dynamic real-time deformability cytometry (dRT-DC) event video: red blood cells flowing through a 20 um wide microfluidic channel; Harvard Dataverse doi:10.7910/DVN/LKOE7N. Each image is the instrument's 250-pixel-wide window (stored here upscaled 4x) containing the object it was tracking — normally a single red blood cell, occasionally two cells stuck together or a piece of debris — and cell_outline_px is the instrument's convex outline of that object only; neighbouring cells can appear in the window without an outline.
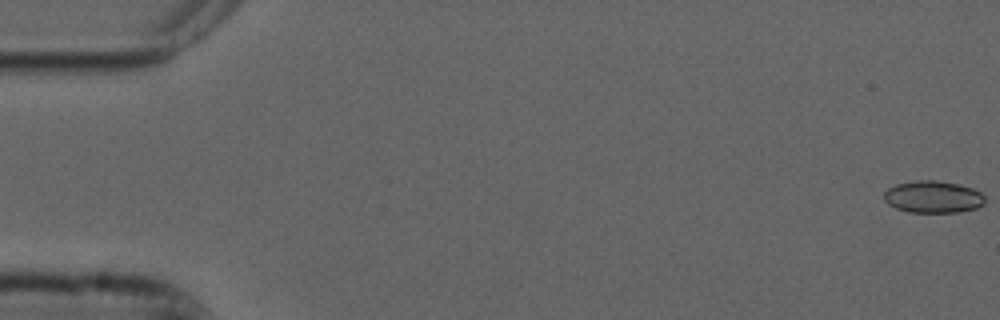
{"species": "common noctule bat (a hibernating species)", "species_latin": "Nyctalus noctula", "temperature_condition": "cold", "stored_images_in_passage": 55, "camera_frame_rate_fps": 3000, "um_per_image_px": 0.085, "animal": {"sex": "male", "forearm_length_mm": 52.5}, "frame": {"image": 1, "passage_image": 1, "time_ms": 0.0, "image_size_px": [1000, 320], "cell_outline_px": [[984, 204], [976, 208], [960, 212], [908, 212], [896, 208], [888, 204], [884, 200], [884, 192], [888, 188], [896, 184], [916, 180], [932, 180], [956, 184], [972, 188], [980, 192], [984, 196]], "centroid_in_image_um": [79.29, 16.74], "position_along_channel_um": 5.7, "area_um2": 18.79}}
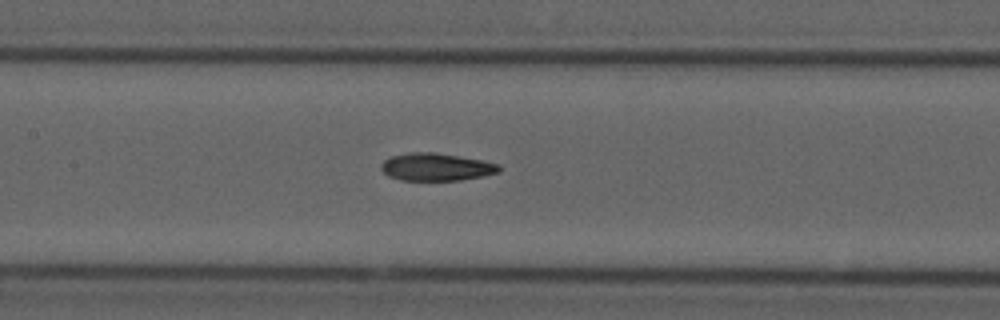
{"frame": {"image": 2, "passage_image": 26, "time_ms": 8.333, "image_size_px": [1000, 320], "cell_outline_px": [[500, 172], [484, 176], [460, 180], [400, 180], [388, 176], [380, 168], [380, 164], [384, 160], [392, 156], [412, 152], [432, 152], [480, 160], [500, 164]], "centroid_in_image_um": [37.07, 14.2], "position_along_channel_um": 170.3, "area_um2": 18.84}}
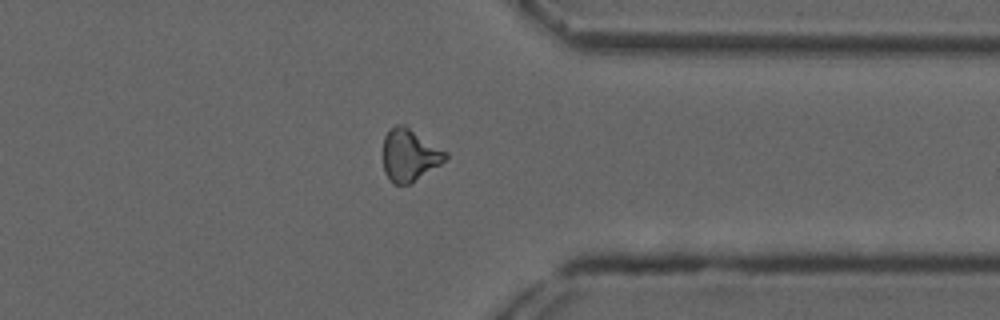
{"frame": {"image": 3, "passage_image": 43, "time_ms": 14.0, "image_size_px": [1000, 320], "cell_outline_px": [[448, 156], [440, 164], [412, 184], [392, 184], [384, 172], [384, 136], [388, 128], [396, 124], [400, 124], [408, 128], [448, 152]], "centroid_in_image_um": [34.79, 13.21], "position_along_channel_um": 376.6, "area_um2": 18.9}, "authors_computed_cell_mechanics": {"area_um2": 19.0162, "velocity_mm_per_s": 3.7565, "shape_relaxation_time_tau1_ms": null, "shape_relaxation_time_tau2_ms": 3.1816, "deformation_change_tau1": null, "deformation_change_tau2": 0.1008}}